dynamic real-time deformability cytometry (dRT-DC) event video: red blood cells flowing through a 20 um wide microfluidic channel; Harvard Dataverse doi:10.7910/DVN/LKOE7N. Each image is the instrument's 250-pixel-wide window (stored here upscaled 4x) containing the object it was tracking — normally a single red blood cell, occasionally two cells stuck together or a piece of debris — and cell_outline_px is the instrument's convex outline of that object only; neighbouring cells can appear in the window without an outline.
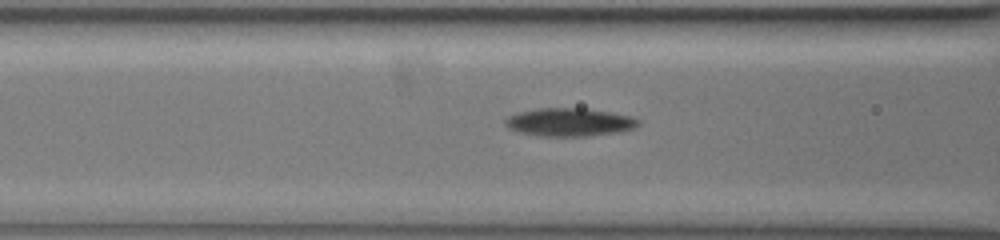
{"species": "common noctule bat (a hibernating species)", "species_latin": "Nyctalus noctula", "temperature_condition": "warm", "stored_images_in_passage": 54, "camera_frame_rate_fps": 3000, "um_per_image_px": 0.085, "animal": {"sex": "female", "body_mass_g": 19.5, "forearm_length_mm": 54.1}, "frame": {"image": 1, "passage_image": 26, "time_ms": 8.333, "image_size_px": [1000, 240], "cell_outline_px": [[640, 124], [632, 128], [616, 132], [588, 136], [540, 136], [520, 132], [504, 124], [504, 120], [508, 116], [520, 112], [540, 108], [584, 108], [608, 112], [628, 116], [640, 120]], "centroid_in_image_um": [48.38, 10.38], "position_along_channel_um": 118.2, "area_um2": 21.44}}
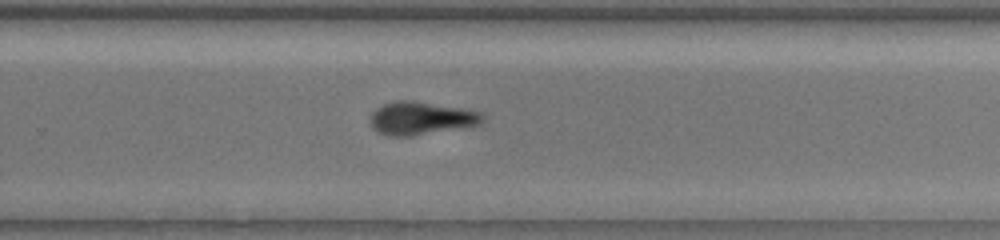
{"frame": {"image": 2, "passage_image": 42, "time_ms": 13.667, "image_size_px": [1000, 240], "cell_outline_px": [[484, 120], [480, 124], [472, 128], [412, 136], [388, 136], [376, 132], [372, 128], [372, 112], [376, 108], [384, 104], [396, 100], [412, 100], [464, 108], [480, 112], [484, 116]], "centroid_in_image_um": [35.86, 10.07], "position_along_channel_um": 293.9, "area_um2": 22.2}}
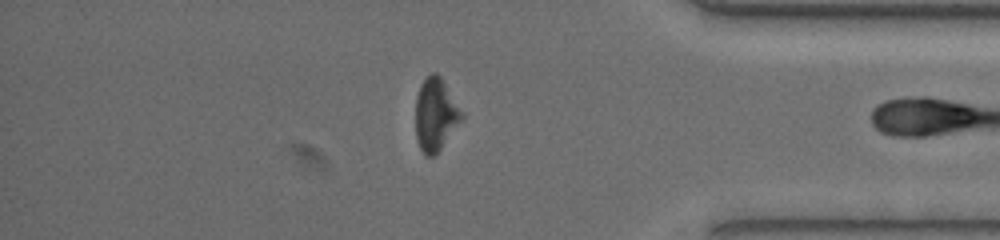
{"frame": {"image": 3, "passage_image": 53, "time_ms": 17.333, "image_size_px": [1000, 240], "cell_outline_px": [[464, 120], [436, 156], [424, 156], [420, 148], [416, 136], [416, 96], [420, 84], [432, 72], [436, 72], [440, 76], [464, 112]], "centroid_in_image_um": [37.06, 9.78], "position_along_channel_um": 398.1, "area_um2": 20.06}}